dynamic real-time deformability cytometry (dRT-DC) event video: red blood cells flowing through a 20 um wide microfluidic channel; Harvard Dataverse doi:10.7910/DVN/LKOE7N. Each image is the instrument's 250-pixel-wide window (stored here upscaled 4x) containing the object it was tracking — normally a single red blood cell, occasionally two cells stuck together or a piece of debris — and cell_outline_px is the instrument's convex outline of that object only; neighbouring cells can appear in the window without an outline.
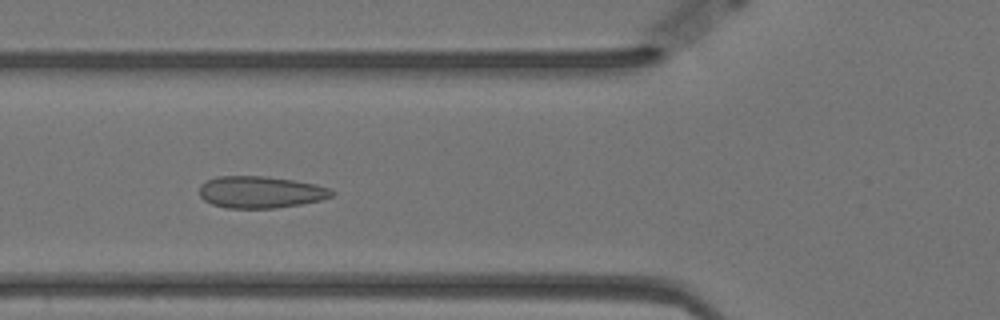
{"species": "Egyptian fruit bat (a non-hibernating species)", "species_latin": "Rousettus aegyptiacus", "temperature_condition": "warm", "stored_images_in_passage": 58, "camera_frame_rate_fps": 3000, "um_per_image_px": 0.085, "animal": {"sex": "female"}, "frame": {"image": 1, "passage_image": 21, "time_ms": 6.667, "image_size_px": [1000, 320], "cell_outline_px": [[336, 192], [332, 196], [320, 200], [300, 204], [276, 208], [224, 208], [212, 204], [204, 200], [200, 196], [200, 184], [216, 176], [264, 176], [292, 180], [316, 184], [328, 188]], "centroid_in_image_um": [22.13, 16.33], "position_along_channel_um": 103.7, "area_um2": 24.57}}
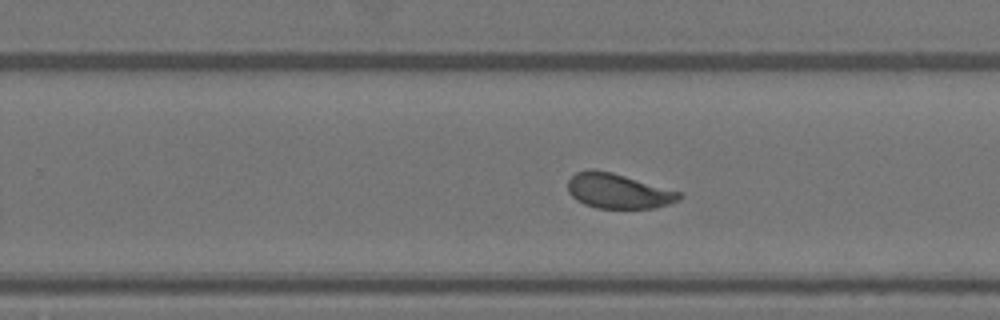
{"frame": {"image": 2, "passage_image": 36, "time_ms": 11.667, "image_size_px": [1000, 320], "cell_outline_px": [[684, 196], [668, 204], [656, 208], [596, 208], [584, 204], [576, 200], [568, 192], [568, 180], [576, 172], [592, 168], [612, 172], [684, 192]], "centroid_in_image_um": [52.56, 16.23], "position_along_channel_um": 277.2, "area_um2": 22.95}}
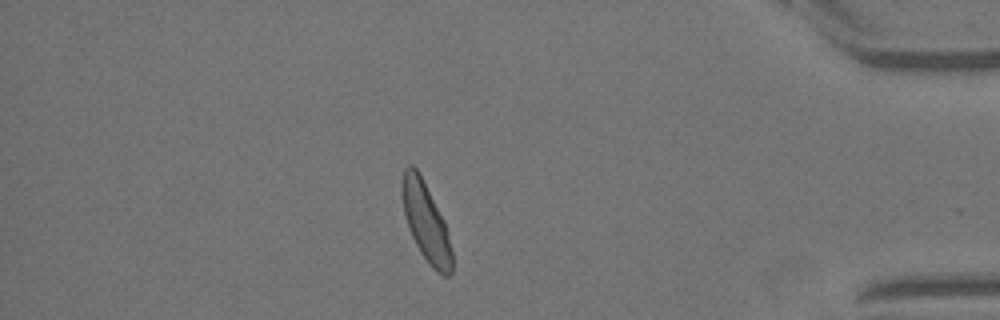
{"frame": {"image": 3, "passage_image": 50, "time_ms": 16.333, "image_size_px": [1000, 320], "cell_outline_px": [[452, 272], [448, 276], [444, 276], [436, 272], [428, 264], [420, 252], [408, 228], [404, 212], [400, 192], [400, 180], [404, 168], [408, 164], [412, 164], [420, 172], [444, 220], [448, 232], [452, 252]], "centroid_in_image_um": [36.18, 18.82], "position_along_channel_um": 399.0, "area_um2": 23.35}, "authors_computed_cell_mechanics": {"area_um2": 23.4957, "velocity_mm_per_s": 3.4783, "shape_relaxation_time_tau1_ms": 4.4989, "shape_relaxation_time_tau2_ms": 0.5181, "deformation_change_tau1": 0.1006, "deformation_change_tau2": 0.0472}}